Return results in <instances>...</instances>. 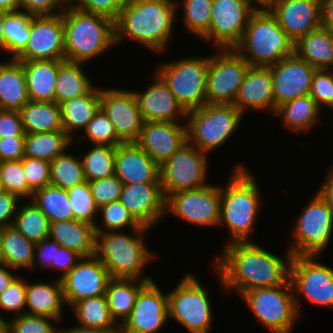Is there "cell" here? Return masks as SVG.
Here are the masks:
<instances>
[{
  "label": "cell",
  "mask_w": 333,
  "mask_h": 333,
  "mask_svg": "<svg viewBox=\"0 0 333 333\" xmlns=\"http://www.w3.org/2000/svg\"><path fill=\"white\" fill-rule=\"evenodd\" d=\"M192 274H185L168 292L169 318L189 333H210L213 322L212 300L209 291Z\"/></svg>",
  "instance_id": "ba28073f"
},
{
  "label": "cell",
  "mask_w": 333,
  "mask_h": 333,
  "mask_svg": "<svg viewBox=\"0 0 333 333\" xmlns=\"http://www.w3.org/2000/svg\"><path fill=\"white\" fill-rule=\"evenodd\" d=\"M48 237L82 257L95 255L96 234L90 223L74 219L51 222Z\"/></svg>",
  "instance_id": "f1b7e54d"
},
{
  "label": "cell",
  "mask_w": 333,
  "mask_h": 333,
  "mask_svg": "<svg viewBox=\"0 0 333 333\" xmlns=\"http://www.w3.org/2000/svg\"><path fill=\"white\" fill-rule=\"evenodd\" d=\"M331 123H332V125H331L332 127H331V128L333 129V116H332V121H331Z\"/></svg>",
  "instance_id": "b9fcfbb0"
},
{
  "label": "cell",
  "mask_w": 333,
  "mask_h": 333,
  "mask_svg": "<svg viewBox=\"0 0 333 333\" xmlns=\"http://www.w3.org/2000/svg\"><path fill=\"white\" fill-rule=\"evenodd\" d=\"M16 276L9 286L0 294V311L15 313L11 316L25 314L26 278ZM0 312V313H1Z\"/></svg>",
  "instance_id": "f5cc1de1"
},
{
  "label": "cell",
  "mask_w": 333,
  "mask_h": 333,
  "mask_svg": "<svg viewBox=\"0 0 333 333\" xmlns=\"http://www.w3.org/2000/svg\"><path fill=\"white\" fill-rule=\"evenodd\" d=\"M22 164L29 185V200L36 190L50 184V162L24 156Z\"/></svg>",
  "instance_id": "db71d44e"
},
{
  "label": "cell",
  "mask_w": 333,
  "mask_h": 333,
  "mask_svg": "<svg viewBox=\"0 0 333 333\" xmlns=\"http://www.w3.org/2000/svg\"><path fill=\"white\" fill-rule=\"evenodd\" d=\"M64 60L20 61L31 101L55 102L58 67Z\"/></svg>",
  "instance_id": "4dcf8cb0"
},
{
  "label": "cell",
  "mask_w": 333,
  "mask_h": 333,
  "mask_svg": "<svg viewBox=\"0 0 333 333\" xmlns=\"http://www.w3.org/2000/svg\"><path fill=\"white\" fill-rule=\"evenodd\" d=\"M123 185L115 174L103 179L90 181L89 186L96 207L99 209L101 206L119 201Z\"/></svg>",
  "instance_id": "11a10c76"
},
{
  "label": "cell",
  "mask_w": 333,
  "mask_h": 333,
  "mask_svg": "<svg viewBox=\"0 0 333 333\" xmlns=\"http://www.w3.org/2000/svg\"><path fill=\"white\" fill-rule=\"evenodd\" d=\"M64 306L66 308L62 282L58 278L50 283L38 281L30 284L26 281L25 314L62 321Z\"/></svg>",
  "instance_id": "83f0119b"
},
{
  "label": "cell",
  "mask_w": 333,
  "mask_h": 333,
  "mask_svg": "<svg viewBox=\"0 0 333 333\" xmlns=\"http://www.w3.org/2000/svg\"><path fill=\"white\" fill-rule=\"evenodd\" d=\"M61 321L52 318L21 314L6 319V333H61L53 323Z\"/></svg>",
  "instance_id": "816d5d0a"
},
{
  "label": "cell",
  "mask_w": 333,
  "mask_h": 333,
  "mask_svg": "<svg viewBox=\"0 0 333 333\" xmlns=\"http://www.w3.org/2000/svg\"><path fill=\"white\" fill-rule=\"evenodd\" d=\"M110 279L108 269L96 255L82 257L61 279L66 307L83 299L105 295Z\"/></svg>",
  "instance_id": "ffe728a7"
},
{
  "label": "cell",
  "mask_w": 333,
  "mask_h": 333,
  "mask_svg": "<svg viewBox=\"0 0 333 333\" xmlns=\"http://www.w3.org/2000/svg\"><path fill=\"white\" fill-rule=\"evenodd\" d=\"M84 136L78 135L79 139H75L73 144L80 143L81 140H90L93 144H108L113 147L122 144L123 142L117 137L113 124L107 114L100 107L95 113L93 119L88 123L84 130Z\"/></svg>",
  "instance_id": "c3c4849f"
},
{
  "label": "cell",
  "mask_w": 333,
  "mask_h": 333,
  "mask_svg": "<svg viewBox=\"0 0 333 333\" xmlns=\"http://www.w3.org/2000/svg\"><path fill=\"white\" fill-rule=\"evenodd\" d=\"M3 26H4V12L0 11V53H1V51H3V53L5 51V53H6Z\"/></svg>",
  "instance_id": "8c879c8a"
},
{
  "label": "cell",
  "mask_w": 333,
  "mask_h": 333,
  "mask_svg": "<svg viewBox=\"0 0 333 333\" xmlns=\"http://www.w3.org/2000/svg\"><path fill=\"white\" fill-rule=\"evenodd\" d=\"M253 4H255L256 7H267L272 0H249Z\"/></svg>",
  "instance_id": "753ad0ef"
},
{
  "label": "cell",
  "mask_w": 333,
  "mask_h": 333,
  "mask_svg": "<svg viewBox=\"0 0 333 333\" xmlns=\"http://www.w3.org/2000/svg\"><path fill=\"white\" fill-rule=\"evenodd\" d=\"M82 256L65 247H59L56 250L55 262H52L50 268L60 272L59 280H61L70 270L81 260ZM62 271V272H61Z\"/></svg>",
  "instance_id": "e7e4bbea"
},
{
  "label": "cell",
  "mask_w": 333,
  "mask_h": 333,
  "mask_svg": "<svg viewBox=\"0 0 333 333\" xmlns=\"http://www.w3.org/2000/svg\"><path fill=\"white\" fill-rule=\"evenodd\" d=\"M3 185H2V181H1V178H0V192H3Z\"/></svg>",
  "instance_id": "2a66077c"
},
{
  "label": "cell",
  "mask_w": 333,
  "mask_h": 333,
  "mask_svg": "<svg viewBox=\"0 0 333 333\" xmlns=\"http://www.w3.org/2000/svg\"><path fill=\"white\" fill-rule=\"evenodd\" d=\"M267 7L294 43L321 26L320 0H272Z\"/></svg>",
  "instance_id": "603a6c76"
},
{
  "label": "cell",
  "mask_w": 333,
  "mask_h": 333,
  "mask_svg": "<svg viewBox=\"0 0 333 333\" xmlns=\"http://www.w3.org/2000/svg\"><path fill=\"white\" fill-rule=\"evenodd\" d=\"M320 258L319 255L292 256L289 280L299 316L302 297L313 305L333 308V268Z\"/></svg>",
  "instance_id": "7c38bea8"
},
{
  "label": "cell",
  "mask_w": 333,
  "mask_h": 333,
  "mask_svg": "<svg viewBox=\"0 0 333 333\" xmlns=\"http://www.w3.org/2000/svg\"><path fill=\"white\" fill-rule=\"evenodd\" d=\"M0 178L3 190L29 200V185L24 173L22 159L0 162Z\"/></svg>",
  "instance_id": "f907efd6"
},
{
  "label": "cell",
  "mask_w": 333,
  "mask_h": 333,
  "mask_svg": "<svg viewBox=\"0 0 333 333\" xmlns=\"http://www.w3.org/2000/svg\"><path fill=\"white\" fill-rule=\"evenodd\" d=\"M14 269L6 264H0V294L9 286L11 281L16 277Z\"/></svg>",
  "instance_id": "a7ac6f4b"
},
{
  "label": "cell",
  "mask_w": 333,
  "mask_h": 333,
  "mask_svg": "<svg viewBox=\"0 0 333 333\" xmlns=\"http://www.w3.org/2000/svg\"><path fill=\"white\" fill-rule=\"evenodd\" d=\"M67 5V0H19V10L32 16L57 15L63 13Z\"/></svg>",
  "instance_id": "680465c9"
},
{
  "label": "cell",
  "mask_w": 333,
  "mask_h": 333,
  "mask_svg": "<svg viewBox=\"0 0 333 333\" xmlns=\"http://www.w3.org/2000/svg\"><path fill=\"white\" fill-rule=\"evenodd\" d=\"M250 66L268 67L294 54V42L268 7L250 15L241 41L233 48Z\"/></svg>",
  "instance_id": "8992f818"
},
{
  "label": "cell",
  "mask_w": 333,
  "mask_h": 333,
  "mask_svg": "<svg viewBox=\"0 0 333 333\" xmlns=\"http://www.w3.org/2000/svg\"><path fill=\"white\" fill-rule=\"evenodd\" d=\"M148 230L141 226L131 229L130 235L122 231L95 233V255L108 269L111 278L154 280L143 275L144 269L157 257L145 244L143 236Z\"/></svg>",
  "instance_id": "277c9868"
},
{
  "label": "cell",
  "mask_w": 333,
  "mask_h": 333,
  "mask_svg": "<svg viewBox=\"0 0 333 333\" xmlns=\"http://www.w3.org/2000/svg\"><path fill=\"white\" fill-rule=\"evenodd\" d=\"M31 18V14L20 10L4 12V41L10 59H15L25 49L30 36Z\"/></svg>",
  "instance_id": "f6af8a7d"
},
{
  "label": "cell",
  "mask_w": 333,
  "mask_h": 333,
  "mask_svg": "<svg viewBox=\"0 0 333 333\" xmlns=\"http://www.w3.org/2000/svg\"><path fill=\"white\" fill-rule=\"evenodd\" d=\"M19 114L25 133L63 131L60 105L56 102L29 100Z\"/></svg>",
  "instance_id": "d590c367"
},
{
  "label": "cell",
  "mask_w": 333,
  "mask_h": 333,
  "mask_svg": "<svg viewBox=\"0 0 333 333\" xmlns=\"http://www.w3.org/2000/svg\"><path fill=\"white\" fill-rule=\"evenodd\" d=\"M185 123L144 122L136 143L160 167L187 142V127Z\"/></svg>",
  "instance_id": "cb8c5ba5"
},
{
  "label": "cell",
  "mask_w": 333,
  "mask_h": 333,
  "mask_svg": "<svg viewBox=\"0 0 333 333\" xmlns=\"http://www.w3.org/2000/svg\"><path fill=\"white\" fill-rule=\"evenodd\" d=\"M177 4L175 0H125L115 21L116 44L125 38L163 53L173 36Z\"/></svg>",
  "instance_id": "7a4b0ae2"
},
{
  "label": "cell",
  "mask_w": 333,
  "mask_h": 333,
  "mask_svg": "<svg viewBox=\"0 0 333 333\" xmlns=\"http://www.w3.org/2000/svg\"><path fill=\"white\" fill-rule=\"evenodd\" d=\"M309 95L321 109L333 110V70H315Z\"/></svg>",
  "instance_id": "9f6ffc18"
},
{
  "label": "cell",
  "mask_w": 333,
  "mask_h": 333,
  "mask_svg": "<svg viewBox=\"0 0 333 333\" xmlns=\"http://www.w3.org/2000/svg\"><path fill=\"white\" fill-rule=\"evenodd\" d=\"M217 52L208 55L206 103L233 105L250 65L233 48Z\"/></svg>",
  "instance_id": "5bb4252c"
},
{
  "label": "cell",
  "mask_w": 333,
  "mask_h": 333,
  "mask_svg": "<svg viewBox=\"0 0 333 333\" xmlns=\"http://www.w3.org/2000/svg\"><path fill=\"white\" fill-rule=\"evenodd\" d=\"M119 201L141 226L149 229L167 216L160 182L124 184Z\"/></svg>",
  "instance_id": "7402d4cb"
},
{
  "label": "cell",
  "mask_w": 333,
  "mask_h": 333,
  "mask_svg": "<svg viewBox=\"0 0 333 333\" xmlns=\"http://www.w3.org/2000/svg\"><path fill=\"white\" fill-rule=\"evenodd\" d=\"M256 8L249 0H212L210 27L201 40L213 41L217 49L234 48Z\"/></svg>",
  "instance_id": "2e32d148"
},
{
  "label": "cell",
  "mask_w": 333,
  "mask_h": 333,
  "mask_svg": "<svg viewBox=\"0 0 333 333\" xmlns=\"http://www.w3.org/2000/svg\"><path fill=\"white\" fill-rule=\"evenodd\" d=\"M35 245L13 225L4 227L2 241L4 264L15 272L21 268L29 272L34 262Z\"/></svg>",
  "instance_id": "f35d334b"
},
{
  "label": "cell",
  "mask_w": 333,
  "mask_h": 333,
  "mask_svg": "<svg viewBox=\"0 0 333 333\" xmlns=\"http://www.w3.org/2000/svg\"><path fill=\"white\" fill-rule=\"evenodd\" d=\"M176 4L177 10L183 11L184 29L201 39L210 27L212 0H181L180 3L176 0Z\"/></svg>",
  "instance_id": "bcb514c9"
},
{
  "label": "cell",
  "mask_w": 333,
  "mask_h": 333,
  "mask_svg": "<svg viewBox=\"0 0 333 333\" xmlns=\"http://www.w3.org/2000/svg\"><path fill=\"white\" fill-rule=\"evenodd\" d=\"M268 67L272 75L275 111L287 101L310 94L316 69L295 53Z\"/></svg>",
  "instance_id": "44dd1931"
},
{
  "label": "cell",
  "mask_w": 333,
  "mask_h": 333,
  "mask_svg": "<svg viewBox=\"0 0 333 333\" xmlns=\"http://www.w3.org/2000/svg\"><path fill=\"white\" fill-rule=\"evenodd\" d=\"M208 154L185 142L170 159L159 167L164 197L179 191L207 186Z\"/></svg>",
  "instance_id": "4fadbf2b"
},
{
  "label": "cell",
  "mask_w": 333,
  "mask_h": 333,
  "mask_svg": "<svg viewBox=\"0 0 333 333\" xmlns=\"http://www.w3.org/2000/svg\"><path fill=\"white\" fill-rule=\"evenodd\" d=\"M98 215H101L102 221H99L101 224L95 223V233L123 231L126 228L131 230L141 227L120 201L101 206L98 209Z\"/></svg>",
  "instance_id": "7dc6e473"
},
{
  "label": "cell",
  "mask_w": 333,
  "mask_h": 333,
  "mask_svg": "<svg viewBox=\"0 0 333 333\" xmlns=\"http://www.w3.org/2000/svg\"><path fill=\"white\" fill-rule=\"evenodd\" d=\"M220 186L179 191L165 198V215L172 214L198 227H217L220 221Z\"/></svg>",
  "instance_id": "9a60e30c"
},
{
  "label": "cell",
  "mask_w": 333,
  "mask_h": 333,
  "mask_svg": "<svg viewBox=\"0 0 333 333\" xmlns=\"http://www.w3.org/2000/svg\"><path fill=\"white\" fill-rule=\"evenodd\" d=\"M22 201L15 194L5 191L0 192V227L13 225L18 206Z\"/></svg>",
  "instance_id": "be15d7a7"
},
{
  "label": "cell",
  "mask_w": 333,
  "mask_h": 333,
  "mask_svg": "<svg viewBox=\"0 0 333 333\" xmlns=\"http://www.w3.org/2000/svg\"><path fill=\"white\" fill-rule=\"evenodd\" d=\"M156 281L148 282L138 293L132 312L119 327V333H158L169 320L168 294Z\"/></svg>",
  "instance_id": "ac0fdd59"
},
{
  "label": "cell",
  "mask_w": 333,
  "mask_h": 333,
  "mask_svg": "<svg viewBox=\"0 0 333 333\" xmlns=\"http://www.w3.org/2000/svg\"><path fill=\"white\" fill-rule=\"evenodd\" d=\"M11 136H25L19 111L0 109V139Z\"/></svg>",
  "instance_id": "94428289"
},
{
  "label": "cell",
  "mask_w": 333,
  "mask_h": 333,
  "mask_svg": "<svg viewBox=\"0 0 333 333\" xmlns=\"http://www.w3.org/2000/svg\"><path fill=\"white\" fill-rule=\"evenodd\" d=\"M65 60L86 64L115 47V22L69 5L63 12Z\"/></svg>",
  "instance_id": "5b68a950"
},
{
  "label": "cell",
  "mask_w": 333,
  "mask_h": 333,
  "mask_svg": "<svg viewBox=\"0 0 333 333\" xmlns=\"http://www.w3.org/2000/svg\"><path fill=\"white\" fill-rule=\"evenodd\" d=\"M31 201L46 215L49 223L73 219L67 190L49 184L36 190Z\"/></svg>",
  "instance_id": "60d3db41"
},
{
  "label": "cell",
  "mask_w": 333,
  "mask_h": 333,
  "mask_svg": "<svg viewBox=\"0 0 333 333\" xmlns=\"http://www.w3.org/2000/svg\"><path fill=\"white\" fill-rule=\"evenodd\" d=\"M77 2V3H76ZM125 0H69L68 5L86 13L105 16L116 21Z\"/></svg>",
  "instance_id": "6f0895ef"
},
{
  "label": "cell",
  "mask_w": 333,
  "mask_h": 333,
  "mask_svg": "<svg viewBox=\"0 0 333 333\" xmlns=\"http://www.w3.org/2000/svg\"><path fill=\"white\" fill-rule=\"evenodd\" d=\"M0 11L6 13L19 11V0H0Z\"/></svg>",
  "instance_id": "2644e50d"
},
{
  "label": "cell",
  "mask_w": 333,
  "mask_h": 333,
  "mask_svg": "<svg viewBox=\"0 0 333 333\" xmlns=\"http://www.w3.org/2000/svg\"><path fill=\"white\" fill-rule=\"evenodd\" d=\"M115 175L123 184L160 182L159 166L137 143L116 146Z\"/></svg>",
  "instance_id": "4316f807"
},
{
  "label": "cell",
  "mask_w": 333,
  "mask_h": 333,
  "mask_svg": "<svg viewBox=\"0 0 333 333\" xmlns=\"http://www.w3.org/2000/svg\"><path fill=\"white\" fill-rule=\"evenodd\" d=\"M0 333H6V318L0 314Z\"/></svg>",
  "instance_id": "11e5206c"
},
{
  "label": "cell",
  "mask_w": 333,
  "mask_h": 333,
  "mask_svg": "<svg viewBox=\"0 0 333 333\" xmlns=\"http://www.w3.org/2000/svg\"><path fill=\"white\" fill-rule=\"evenodd\" d=\"M100 107L123 143H136L144 123L132 90L100 87Z\"/></svg>",
  "instance_id": "d6986e66"
},
{
  "label": "cell",
  "mask_w": 333,
  "mask_h": 333,
  "mask_svg": "<svg viewBox=\"0 0 333 333\" xmlns=\"http://www.w3.org/2000/svg\"><path fill=\"white\" fill-rule=\"evenodd\" d=\"M233 105L244 115L246 110L275 114L272 75L269 67L250 66Z\"/></svg>",
  "instance_id": "484cf974"
},
{
  "label": "cell",
  "mask_w": 333,
  "mask_h": 333,
  "mask_svg": "<svg viewBox=\"0 0 333 333\" xmlns=\"http://www.w3.org/2000/svg\"><path fill=\"white\" fill-rule=\"evenodd\" d=\"M321 111L316 101L310 95H306L281 104L274 116H279L283 121L282 125L284 124L289 131L304 134L318 125Z\"/></svg>",
  "instance_id": "836d02e7"
},
{
  "label": "cell",
  "mask_w": 333,
  "mask_h": 333,
  "mask_svg": "<svg viewBox=\"0 0 333 333\" xmlns=\"http://www.w3.org/2000/svg\"><path fill=\"white\" fill-rule=\"evenodd\" d=\"M73 145L64 131L25 133V156L51 162Z\"/></svg>",
  "instance_id": "74e56055"
},
{
  "label": "cell",
  "mask_w": 333,
  "mask_h": 333,
  "mask_svg": "<svg viewBox=\"0 0 333 333\" xmlns=\"http://www.w3.org/2000/svg\"><path fill=\"white\" fill-rule=\"evenodd\" d=\"M240 298L248 305L258 322L272 333H293L294 324L300 316L290 280L276 287L244 292Z\"/></svg>",
  "instance_id": "8fae6325"
},
{
  "label": "cell",
  "mask_w": 333,
  "mask_h": 333,
  "mask_svg": "<svg viewBox=\"0 0 333 333\" xmlns=\"http://www.w3.org/2000/svg\"><path fill=\"white\" fill-rule=\"evenodd\" d=\"M61 333H119V330H105V329H95L87 328L83 326L69 327L67 329H60Z\"/></svg>",
  "instance_id": "89a4df30"
},
{
  "label": "cell",
  "mask_w": 333,
  "mask_h": 333,
  "mask_svg": "<svg viewBox=\"0 0 333 333\" xmlns=\"http://www.w3.org/2000/svg\"><path fill=\"white\" fill-rule=\"evenodd\" d=\"M18 206L13 226L24 237L33 243H39L49 236V221L46 215L28 200Z\"/></svg>",
  "instance_id": "b9f144b4"
},
{
  "label": "cell",
  "mask_w": 333,
  "mask_h": 333,
  "mask_svg": "<svg viewBox=\"0 0 333 333\" xmlns=\"http://www.w3.org/2000/svg\"><path fill=\"white\" fill-rule=\"evenodd\" d=\"M3 233H4V228L0 227V264L4 263V259H3V247H2Z\"/></svg>",
  "instance_id": "34e18365"
},
{
  "label": "cell",
  "mask_w": 333,
  "mask_h": 333,
  "mask_svg": "<svg viewBox=\"0 0 333 333\" xmlns=\"http://www.w3.org/2000/svg\"><path fill=\"white\" fill-rule=\"evenodd\" d=\"M82 62L64 60L58 67L55 86V102L60 104L86 94L92 87L90 77L82 68Z\"/></svg>",
  "instance_id": "8d00e7d4"
},
{
  "label": "cell",
  "mask_w": 333,
  "mask_h": 333,
  "mask_svg": "<svg viewBox=\"0 0 333 333\" xmlns=\"http://www.w3.org/2000/svg\"><path fill=\"white\" fill-rule=\"evenodd\" d=\"M327 172V176L323 179L318 191H316L327 203L330 209L333 212V166Z\"/></svg>",
  "instance_id": "03108f58"
},
{
  "label": "cell",
  "mask_w": 333,
  "mask_h": 333,
  "mask_svg": "<svg viewBox=\"0 0 333 333\" xmlns=\"http://www.w3.org/2000/svg\"><path fill=\"white\" fill-rule=\"evenodd\" d=\"M71 309L78 326L105 330H119L112 319L106 295L83 299L76 302Z\"/></svg>",
  "instance_id": "ab89813d"
},
{
  "label": "cell",
  "mask_w": 333,
  "mask_h": 333,
  "mask_svg": "<svg viewBox=\"0 0 333 333\" xmlns=\"http://www.w3.org/2000/svg\"><path fill=\"white\" fill-rule=\"evenodd\" d=\"M294 53L316 70L333 68V32L320 26L294 43Z\"/></svg>",
  "instance_id": "d6a6232c"
},
{
  "label": "cell",
  "mask_w": 333,
  "mask_h": 333,
  "mask_svg": "<svg viewBox=\"0 0 333 333\" xmlns=\"http://www.w3.org/2000/svg\"><path fill=\"white\" fill-rule=\"evenodd\" d=\"M321 1V26L333 32V0Z\"/></svg>",
  "instance_id": "003e7915"
},
{
  "label": "cell",
  "mask_w": 333,
  "mask_h": 333,
  "mask_svg": "<svg viewBox=\"0 0 333 333\" xmlns=\"http://www.w3.org/2000/svg\"><path fill=\"white\" fill-rule=\"evenodd\" d=\"M70 200L73 219L95 225L98 208L96 207L89 182H83L67 190Z\"/></svg>",
  "instance_id": "681fc988"
},
{
  "label": "cell",
  "mask_w": 333,
  "mask_h": 333,
  "mask_svg": "<svg viewBox=\"0 0 333 333\" xmlns=\"http://www.w3.org/2000/svg\"><path fill=\"white\" fill-rule=\"evenodd\" d=\"M0 62V109L19 111L30 99L23 65L15 59Z\"/></svg>",
  "instance_id": "1f68e13d"
},
{
  "label": "cell",
  "mask_w": 333,
  "mask_h": 333,
  "mask_svg": "<svg viewBox=\"0 0 333 333\" xmlns=\"http://www.w3.org/2000/svg\"><path fill=\"white\" fill-rule=\"evenodd\" d=\"M150 281L111 278L106 289L110 315L120 327L132 312L139 291Z\"/></svg>",
  "instance_id": "e575fe53"
},
{
  "label": "cell",
  "mask_w": 333,
  "mask_h": 333,
  "mask_svg": "<svg viewBox=\"0 0 333 333\" xmlns=\"http://www.w3.org/2000/svg\"><path fill=\"white\" fill-rule=\"evenodd\" d=\"M66 149L50 162V184L68 190L86 182L80 155Z\"/></svg>",
  "instance_id": "7bdbcfd3"
},
{
  "label": "cell",
  "mask_w": 333,
  "mask_h": 333,
  "mask_svg": "<svg viewBox=\"0 0 333 333\" xmlns=\"http://www.w3.org/2000/svg\"><path fill=\"white\" fill-rule=\"evenodd\" d=\"M25 136H11L0 139V162L21 160L24 154Z\"/></svg>",
  "instance_id": "6125c7cd"
},
{
  "label": "cell",
  "mask_w": 333,
  "mask_h": 333,
  "mask_svg": "<svg viewBox=\"0 0 333 333\" xmlns=\"http://www.w3.org/2000/svg\"><path fill=\"white\" fill-rule=\"evenodd\" d=\"M156 67L155 72L186 112L206 104L208 57H184Z\"/></svg>",
  "instance_id": "9c48e42d"
},
{
  "label": "cell",
  "mask_w": 333,
  "mask_h": 333,
  "mask_svg": "<svg viewBox=\"0 0 333 333\" xmlns=\"http://www.w3.org/2000/svg\"><path fill=\"white\" fill-rule=\"evenodd\" d=\"M90 147L87 152L80 154L86 181L114 175L116 147L108 144H92Z\"/></svg>",
  "instance_id": "ee69618b"
},
{
  "label": "cell",
  "mask_w": 333,
  "mask_h": 333,
  "mask_svg": "<svg viewBox=\"0 0 333 333\" xmlns=\"http://www.w3.org/2000/svg\"><path fill=\"white\" fill-rule=\"evenodd\" d=\"M59 247L60 245L49 237L36 243L34 262L30 270L33 272L38 266H40V268L45 267V269L51 267L52 262H55L56 250H58Z\"/></svg>",
  "instance_id": "91938a15"
},
{
  "label": "cell",
  "mask_w": 333,
  "mask_h": 333,
  "mask_svg": "<svg viewBox=\"0 0 333 333\" xmlns=\"http://www.w3.org/2000/svg\"><path fill=\"white\" fill-rule=\"evenodd\" d=\"M152 74L153 84H149L146 90H133L143 121L181 123L178 118L185 121L187 112L175 99L163 79L156 72Z\"/></svg>",
  "instance_id": "d4e9b609"
},
{
  "label": "cell",
  "mask_w": 333,
  "mask_h": 333,
  "mask_svg": "<svg viewBox=\"0 0 333 333\" xmlns=\"http://www.w3.org/2000/svg\"><path fill=\"white\" fill-rule=\"evenodd\" d=\"M300 213L287 250L292 256H320L333 236V212L316 192Z\"/></svg>",
  "instance_id": "30bf717a"
},
{
  "label": "cell",
  "mask_w": 333,
  "mask_h": 333,
  "mask_svg": "<svg viewBox=\"0 0 333 333\" xmlns=\"http://www.w3.org/2000/svg\"><path fill=\"white\" fill-rule=\"evenodd\" d=\"M242 118L234 105L206 103L187 112V141L210 156L237 132Z\"/></svg>",
  "instance_id": "52a82bcc"
},
{
  "label": "cell",
  "mask_w": 333,
  "mask_h": 333,
  "mask_svg": "<svg viewBox=\"0 0 333 333\" xmlns=\"http://www.w3.org/2000/svg\"><path fill=\"white\" fill-rule=\"evenodd\" d=\"M281 258L252 242H234L224 246L214 260V273L226 292H244L272 288L289 280L292 254ZM232 290V291H231Z\"/></svg>",
  "instance_id": "6da1fadb"
},
{
  "label": "cell",
  "mask_w": 333,
  "mask_h": 333,
  "mask_svg": "<svg viewBox=\"0 0 333 333\" xmlns=\"http://www.w3.org/2000/svg\"><path fill=\"white\" fill-rule=\"evenodd\" d=\"M15 60H65L63 13L32 16L28 43Z\"/></svg>",
  "instance_id": "e0dca14e"
},
{
  "label": "cell",
  "mask_w": 333,
  "mask_h": 333,
  "mask_svg": "<svg viewBox=\"0 0 333 333\" xmlns=\"http://www.w3.org/2000/svg\"><path fill=\"white\" fill-rule=\"evenodd\" d=\"M246 167L236 165L226 186H220L219 227L225 225L231 234L224 246L234 242H252L250 237L262 206V194L257 180Z\"/></svg>",
  "instance_id": "3957f363"
},
{
  "label": "cell",
  "mask_w": 333,
  "mask_h": 333,
  "mask_svg": "<svg viewBox=\"0 0 333 333\" xmlns=\"http://www.w3.org/2000/svg\"><path fill=\"white\" fill-rule=\"evenodd\" d=\"M63 131L74 141V133L85 130L100 108V87L95 85L84 95L59 104Z\"/></svg>",
  "instance_id": "f546056e"
}]
</instances>
